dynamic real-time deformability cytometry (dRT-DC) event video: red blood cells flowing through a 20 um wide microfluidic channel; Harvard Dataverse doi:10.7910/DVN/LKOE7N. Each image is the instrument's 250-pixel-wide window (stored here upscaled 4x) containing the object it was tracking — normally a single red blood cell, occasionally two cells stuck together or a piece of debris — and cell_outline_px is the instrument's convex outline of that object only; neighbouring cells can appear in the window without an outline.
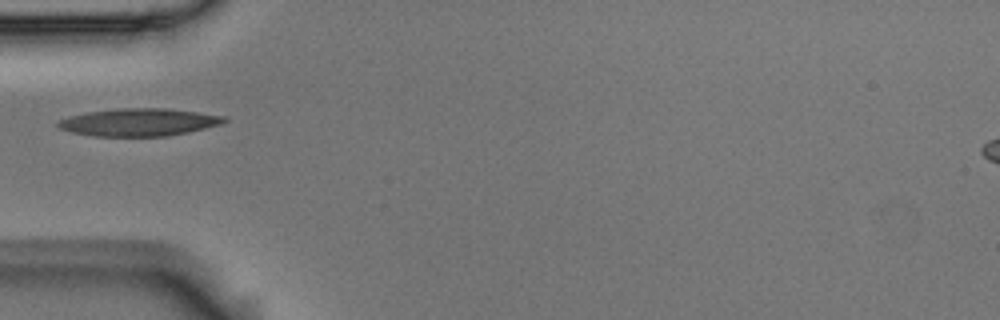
{"species": "Egyptian fruit bat (a non-hibernating species)", "species_latin": "Rousettus aegyptiacus", "temperature_condition": "room temperature", "stored_images_in_passage": 23, "camera_frame_rate_fps": 3000, "um_per_image_px": 0.085, "animal": {"sex": "male"}, "frame": {"image": 1, "passage_image": 1, "time_ms": 0.0, "image_size_px": [1000, 320], "cell_outline_px": [[228, 120], [220, 124], [188, 132], [168, 136], [92, 136], [72, 132], [60, 128], [56, 124], [60, 120], [68, 116], [88, 112], [116, 108], [168, 108], [228, 116]], "centroid_in_image_um": [11.83, 10.38], "position_along_channel_um": 73.2, "area_um2": 26.76}}
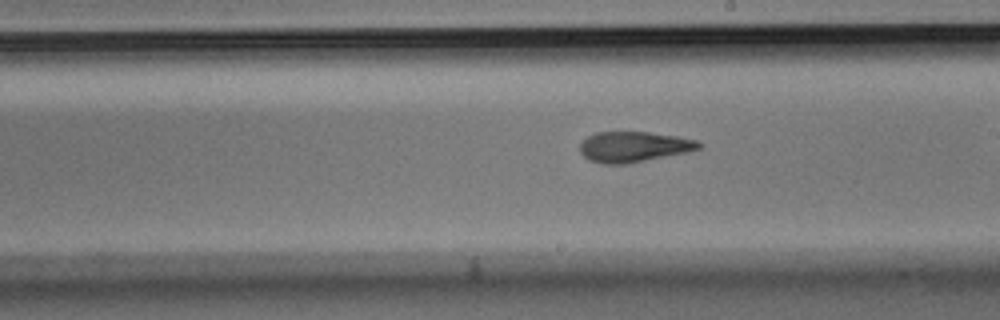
{"frame": {"image": 2, "passage_image": 11, "time_ms": 3.333, "image_size_px": [1000, 320], "cell_outline_px": [[704, 144], [700, 148], [688, 152], [624, 164], [604, 164], [588, 160], [580, 152], [580, 140], [596, 132], [648, 132], [676, 136], [696, 140]], "centroid_in_image_um": [53.84, 12.47], "position_along_channel_um": 235.2, "area_um2": 21.15}}
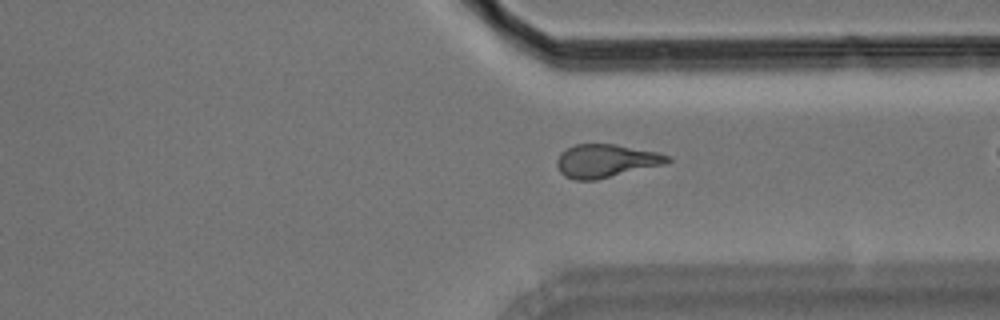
{"frame": {"image": 3, "passage_image": 21, "time_ms": 6.667, "image_size_px": [1000, 320], "cell_outline_px": [[672, 160], [668, 164], [596, 180], [576, 180], [564, 176], [560, 172], [556, 164], [556, 160], [560, 152], [576, 144], [616, 144], [656, 152], [672, 156]], "centroid_in_image_um": [51.53, 13.68], "position_along_channel_um": 359.9, "area_um2": 21.68}}